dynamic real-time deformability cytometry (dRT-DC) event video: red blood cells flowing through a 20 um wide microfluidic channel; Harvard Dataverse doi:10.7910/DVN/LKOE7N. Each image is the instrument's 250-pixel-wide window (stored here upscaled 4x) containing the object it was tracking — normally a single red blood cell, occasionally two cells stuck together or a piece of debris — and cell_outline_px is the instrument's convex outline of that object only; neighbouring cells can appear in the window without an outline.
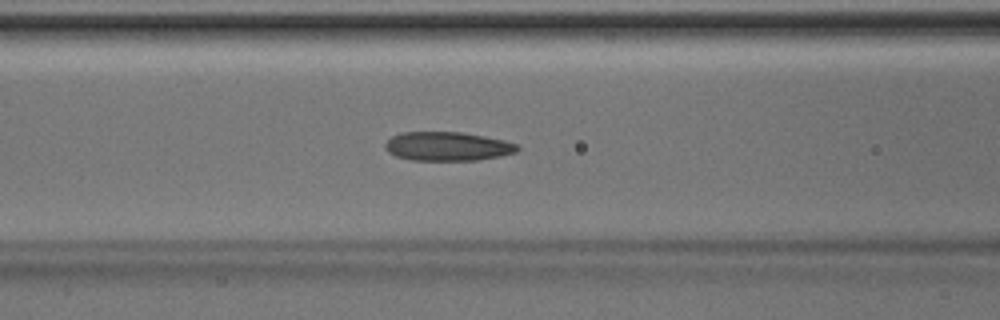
{"species": "Egyptian fruit bat (a non-hibernating species)", "species_latin": "Rousettus aegyptiacus", "temperature_condition": "room temperature", "stored_images_in_passage": 49, "camera_frame_rate_fps": 3000, "um_per_image_px": 0.085, "animal": {"sex": "male"}, "frame": {"image": 1, "passage_image": 20, "time_ms": 6.333, "image_size_px": [1000, 320], "cell_outline_px": [[520, 148], [516, 152], [500, 156], [476, 160], [412, 160], [396, 156], [388, 152], [384, 148], [384, 144], [392, 136], [400, 132], [464, 132], [504, 140], [520, 144]], "centroid_in_image_um": [38.05, 12.43], "position_along_channel_um": 128.6, "area_um2": 22.43}}
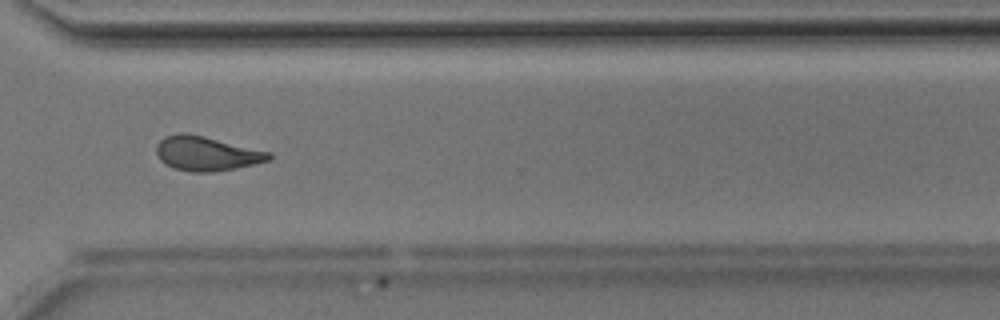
{"frame": {"image": 2, "passage_image": 36, "time_ms": 11.667, "image_size_px": [1000, 320], "cell_outline_px": [[272, 156], [268, 160], [236, 168], [212, 172], [192, 172], [176, 168], [160, 160], [156, 152], [156, 144], [164, 136], [180, 132], [184, 132], [204, 136], [272, 152]], "centroid_in_image_um": [17.54, 13.03], "position_along_channel_um": 353.1, "area_um2": 22.43}}
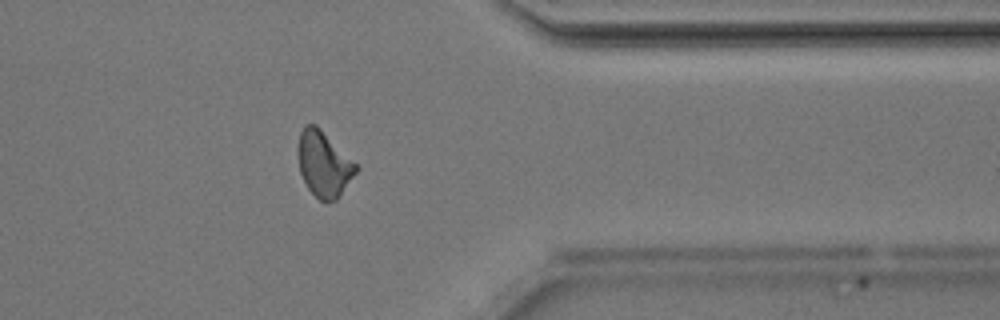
{"frame": {"image": 3, "passage_image": 39, "time_ms": 12.667, "image_size_px": [1000, 320], "cell_outline_px": [[360, 168], [336, 200], [324, 204], [308, 188], [300, 172], [296, 152], [296, 148], [300, 132], [304, 124], [316, 124]], "centroid_in_image_um": [27.49, 13.94], "position_along_channel_um": 383.9, "area_um2": 22.25}, "authors_computed_cell_mechanics": {"area_um2": 22.4264, "velocity_mm_per_s": 4.2031, "shape_relaxation_time_tau1_ms": null, "shape_relaxation_time_tau2_ms": 3.041, "deformation_change_tau1": null, "deformation_change_tau2": 0.0915}}